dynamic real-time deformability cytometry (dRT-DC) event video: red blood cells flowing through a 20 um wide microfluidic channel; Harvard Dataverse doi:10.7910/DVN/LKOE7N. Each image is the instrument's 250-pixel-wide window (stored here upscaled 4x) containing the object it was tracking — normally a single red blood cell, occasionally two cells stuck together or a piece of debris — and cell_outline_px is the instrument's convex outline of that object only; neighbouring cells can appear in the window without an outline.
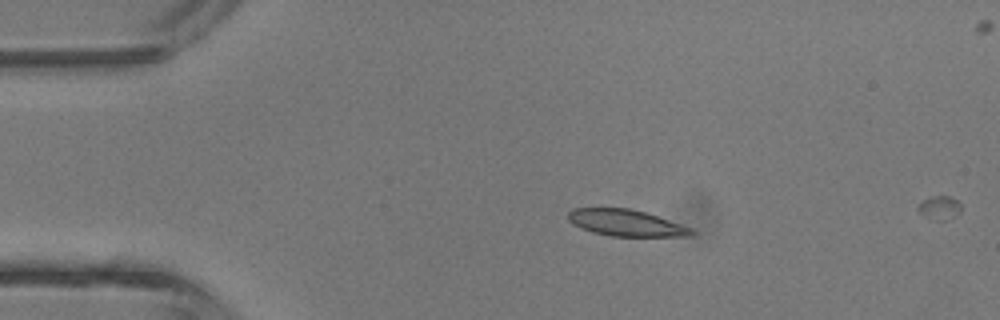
{"species": "common noctule bat (a hibernating species)", "species_latin": "Nyctalus noctula", "temperature_condition": "room temperature", "stored_images_in_passage": 4, "camera_frame_rate_fps": 3000, "um_per_image_px": 0.085, "animal": {"sex": "male", "body_mass_g": 13.3}, "frame": {"image": 1, "passage_image": 3, "time_ms": 2.333, "image_size_px": [1000, 320], "cell_outline_px": [[696, 232], [692, 236], [612, 236], [592, 232], [580, 228], [572, 224], [568, 220], [568, 212], [572, 208], [628, 208], [644, 212], [692, 228]], "centroid_in_image_um": [53.18, 18.95], "position_along_channel_um": 31.8, "area_um2": 18.96}}